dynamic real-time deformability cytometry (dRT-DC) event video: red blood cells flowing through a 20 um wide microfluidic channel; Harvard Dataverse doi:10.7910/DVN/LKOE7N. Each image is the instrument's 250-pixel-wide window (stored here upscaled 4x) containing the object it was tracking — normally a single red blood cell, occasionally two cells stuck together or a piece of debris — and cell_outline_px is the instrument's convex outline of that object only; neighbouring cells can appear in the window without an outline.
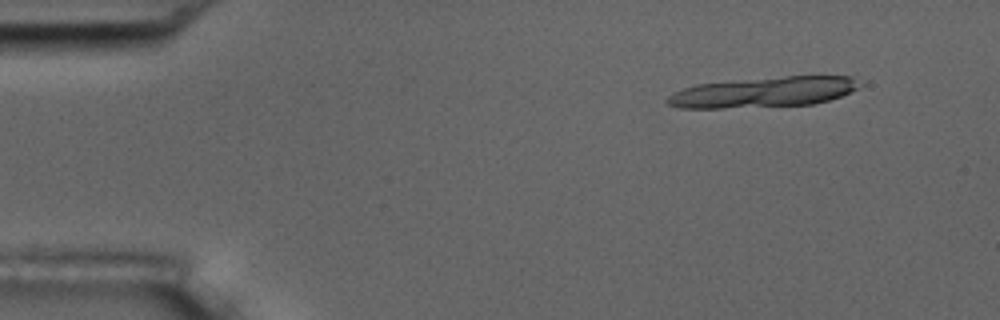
{"species": "common noctule bat (a hibernating species)", "species_latin": "Nyctalus noctula", "temperature_condition": "room temperature", "stored_images_in_passage": 5, "camera_frame_rate_fps": 3000, "um_per_image_px": 0.085, "animal": {"sex": "male", "body_mass_g": 17.5, "forearm_length_mm": 52.3}, "frame": {"image": 1, "passage_image": 1, "time_ms": 0.0, "image_size_px": [1000, 320], "cell_outline_px": [[864, 84], [860, 88], [840, 96], [828, 100], [812, 104], [724, 108], [680, 108], [668, 104], [664, 100], [668, 96], [684, 88], [700, 84], [736, 80], [784, 76], [852, 76]], "centroid_in_image_um": [64.95, 7.83], "position_along_channel_um": 20.0, "area_um2": 33.87}}